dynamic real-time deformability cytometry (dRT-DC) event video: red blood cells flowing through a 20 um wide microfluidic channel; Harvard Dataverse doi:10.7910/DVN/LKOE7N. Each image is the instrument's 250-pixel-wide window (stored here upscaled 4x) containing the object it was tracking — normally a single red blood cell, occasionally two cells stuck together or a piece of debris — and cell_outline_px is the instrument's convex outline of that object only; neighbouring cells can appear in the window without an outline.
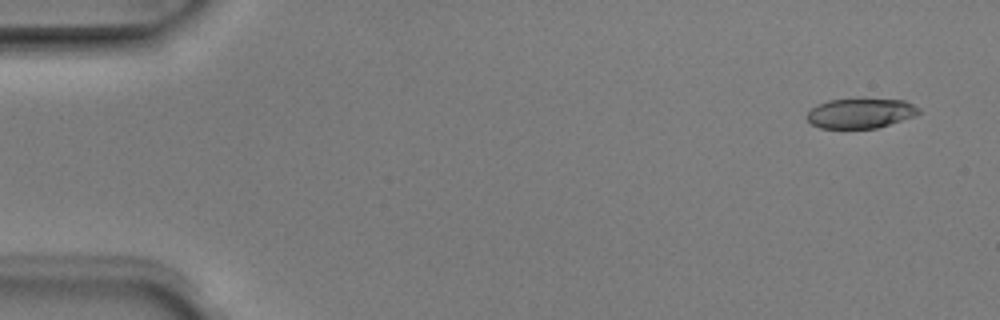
{"species": "Egyptian fruit bat (a non-hibernating species)", "species_latin": "Rousettus aegyptiacus", "temperature_condition": "room temperature", "stored_images_in_passage": 4, "camera_frame_rate_fps": 3000, "um_per_image_px": 0.085, "animal": {"sex": "male"}, "frame": {"image": 1, "passage_image": 1, "time_ms": 0.0, "image_size_px": [1000, 320], "cell_outline_px": [[920, 112], [912, 116], [876, 128], [820, 128], [812, 124], [808, 120], [808, 112], [816, 104], [828, 100], [860, 96], [904, 100], [920, 108]], "centroid_in_image_um": [73.12, 9.56], "position_along_channel_um": 11.9, "area_um2": 20.0}}
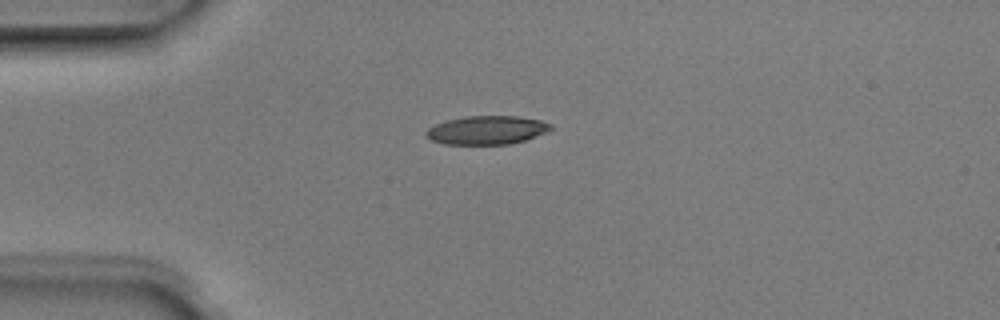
{"frame": {"image": 2, "passage_image": 4, "time_ms": 1.0, "image_size_px": [1000, 320], "cell_outline_px": [[552, 128], [544, 132], [524, 140], [508, 144], [444, 144], [432, 140], [424, 132], [428, 128], [436, 124], [448, 120], [464, 116], [516, 116], [540, 120], [552, 124]], "centroid_in_image_um": [41.36, 11.05], "position_along_channel_um": 43.6, "area_um2": 20.46}}